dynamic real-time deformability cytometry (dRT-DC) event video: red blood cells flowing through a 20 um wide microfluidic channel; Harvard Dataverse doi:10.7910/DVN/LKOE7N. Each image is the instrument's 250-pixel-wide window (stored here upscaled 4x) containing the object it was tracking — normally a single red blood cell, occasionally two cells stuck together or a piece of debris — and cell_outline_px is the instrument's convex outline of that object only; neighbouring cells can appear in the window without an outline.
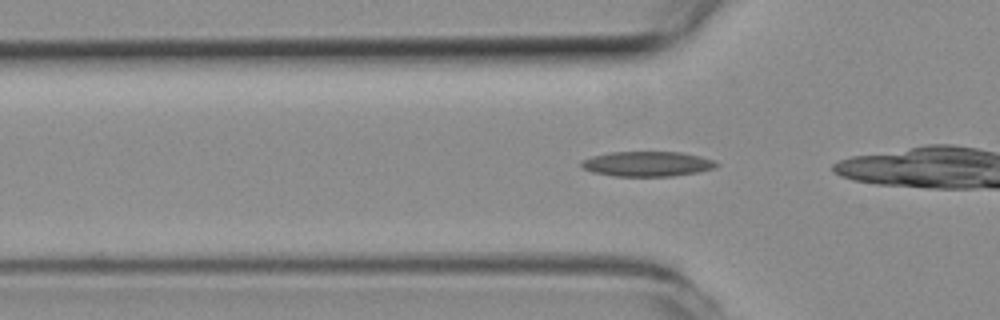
{"species": "common noctule bat (a hibernating species)", "species_latin": "Nyctalus noctula", "temperature_condition": "room temperature", "stored_images_in_passage": 10, "camera_frame_rate_fps": 3000, "um_per_image_px": 0.085, "animal": {"sex": "female", "body_mass_g": 19.3, "forearm_length_mm": 54.1}, "frame": {"image": 1, "passage_image": 7, "time_ms": 2.0, "image_size_px": [1000, 320], "cell_outline_px": [[720, 164], [716, 168], [696, 172], [672, 176], [616, 176], [592, 172], [584, 168], [580, 164], [580, 160], [592, 156], [612, 152], [680, 152], [700, 156], [716, 160]], "centroid_in_image_um": [55.04, 13.93], "position_along_channel_um": 70.8, "area_um2": 19.71}}